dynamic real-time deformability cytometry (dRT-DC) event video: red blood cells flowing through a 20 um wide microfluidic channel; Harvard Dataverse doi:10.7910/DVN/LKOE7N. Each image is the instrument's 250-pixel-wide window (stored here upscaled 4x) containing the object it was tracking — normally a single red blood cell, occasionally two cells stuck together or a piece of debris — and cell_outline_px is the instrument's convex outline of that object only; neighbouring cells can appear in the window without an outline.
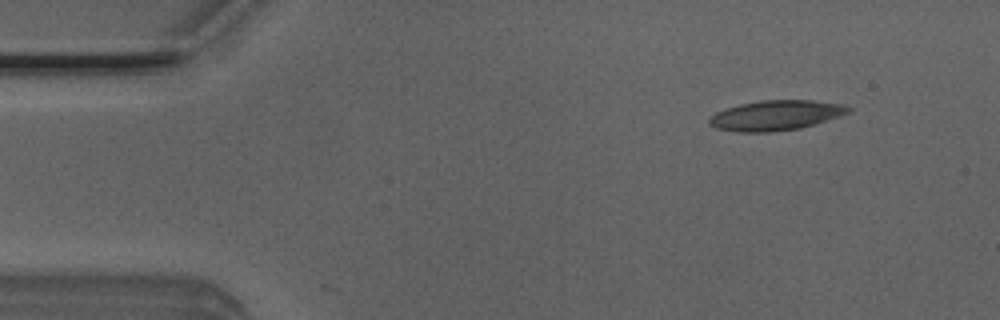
{"species": "Egyptian fruit bat (a non-hibernating species)", "species_latin": "Rousettus aegyptiacus", "temperature_condition": "room temperature", "stored_images_in_passage": 12, "camera_frame_rate_fps": 3000, "um_per_image_px": 0.085, "animal": {"sex": "male"}, "frame": {"image": 1, "passage_image": 5, "time_ms": 1.333, "image_size_px": [1000, 320], "cell_outline_px": [[852, 108], [848, 112], [840, 116], [800, 128], [768, 132], [736, 132], [716, 128], [708, 124], [708, 116], [716, 112], [740, 104], [760, 100], [812, 100], [844, 104]], "centroid_in_image_um": [65.91, 9.8], "position_along_channel_um": 19.1, "area_um2": 24.33}}